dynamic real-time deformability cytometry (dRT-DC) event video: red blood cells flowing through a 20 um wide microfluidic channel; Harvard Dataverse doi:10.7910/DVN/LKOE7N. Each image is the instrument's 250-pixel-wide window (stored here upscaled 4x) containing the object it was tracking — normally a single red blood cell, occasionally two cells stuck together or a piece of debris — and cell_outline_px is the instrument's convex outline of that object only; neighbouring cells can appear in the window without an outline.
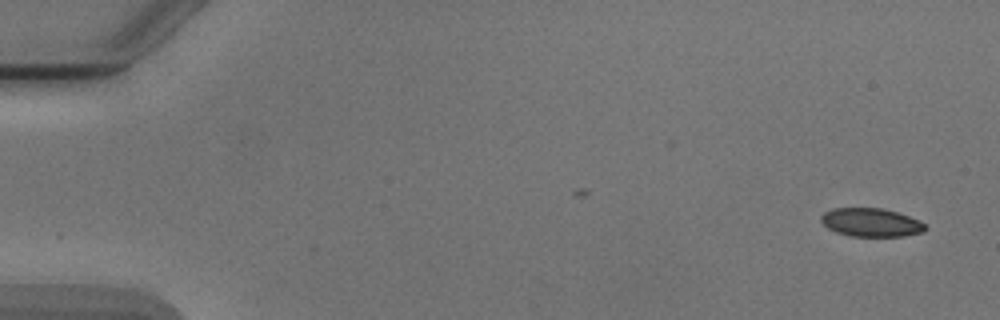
{"species": "Egyptian fruit bat (a non-hibernating species)", "species_latin": "Rousettus aegyptiacus", "temperature_condition": "cold", "stored_images_in_passage": 5, "camera_frame_rate_fps": 3000, "um_per_image_px": 0.085, "animal": {"sex": "male"}, "frame": {"image": 1, "passage_image": 1, "time_ms": 0.0, "image_size_px": [1000, 320], "cell_outline_px": [[928, 228], [924, 232], [904, 236], [852, 236], [836, 232], [828, 228], [820, 220], [820, 216], [824, 212], [832, 208], [880, 208], [896, 212], [908, 216], [924, 224]], "centroid_in_image_um": [74.02, 18.91], "position_along_channel_um": 11.0, "area_um2": 17.17}}
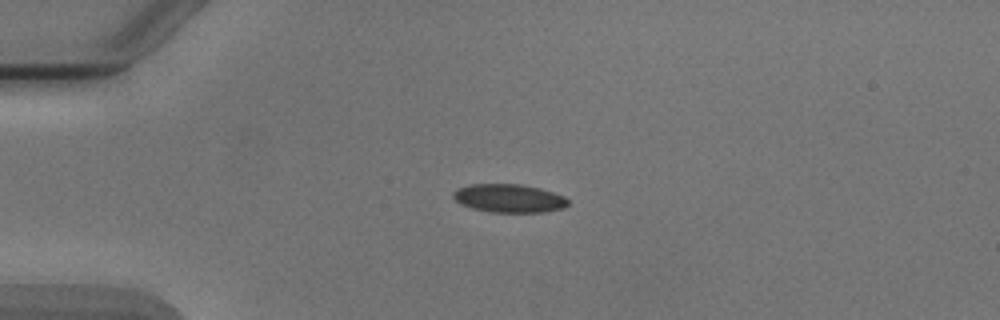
{"frame": {"image": 2, "passage_image": 4, "time_ms": 3.667, "image_size_px": [1000, 320], "cell_outline_px": [[568, 204], [564, 208], [544, 212], [488, 212], [472, 208], [460, 204], [452, 196], [452, 192], [456, 188], [468, 184], [520, 184], [540, 188], [564, 196], [568, 200]], "centroid_in_image_um": [43.23, 16.85], "position_along_channel_um": 41.8, "area_um2": 19.13}}